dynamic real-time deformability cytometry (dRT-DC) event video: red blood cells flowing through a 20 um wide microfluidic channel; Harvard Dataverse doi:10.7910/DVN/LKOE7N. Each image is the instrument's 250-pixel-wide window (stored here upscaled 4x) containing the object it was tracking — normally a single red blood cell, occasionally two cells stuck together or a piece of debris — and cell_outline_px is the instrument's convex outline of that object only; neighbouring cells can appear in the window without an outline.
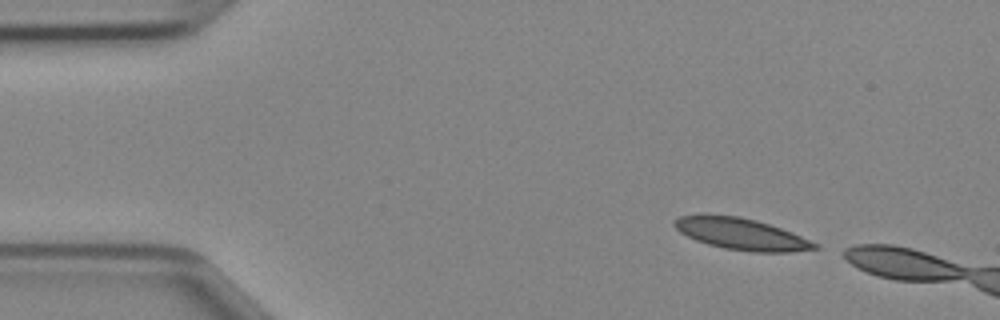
{"species": "Egyptian fruit bat (a non-hibernating species)", "species_latin": "Rousettus aegyptiacus", "temperature_condition": "cold", "stored_images_in_passage": 6, "camera_frame_rate_fps": 3000, "um_per_image_px": 0.085, "animal": {"sex": "female"}, "frame": {"image": 1, "passage_image": 1, "time_ms": 0.0, "image_size_px": [1000, 320], "cell_outline_px": [[820, 248], [788, 252], [752, 252], [724, 248], [708, 244], [696, 240], [680, 232], [672, 224], [672, 220], [680, 216], [736, 216], [756, 220], [792, 232], [820, 244]], "centroid_in_image_um": [63.06, 19.91], "position_along_channel_um": 21.9, "area_um2": 25.37}}